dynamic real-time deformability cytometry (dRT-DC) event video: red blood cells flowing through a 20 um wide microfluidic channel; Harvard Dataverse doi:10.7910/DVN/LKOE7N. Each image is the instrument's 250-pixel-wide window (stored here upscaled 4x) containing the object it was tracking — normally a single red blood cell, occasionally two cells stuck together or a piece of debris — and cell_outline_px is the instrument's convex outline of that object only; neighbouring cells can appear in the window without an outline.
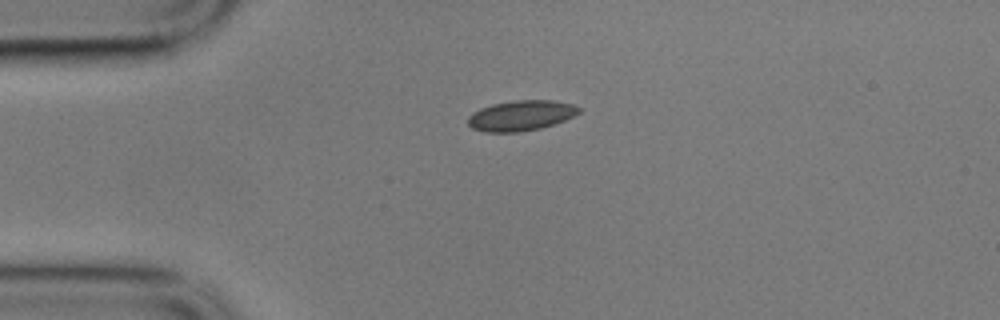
{"species": "common noctule bat (a hibernating species)", "species_latin": "Nyctalus noctula", "temperature_condition": "cold", "stored_images_in_passage": 2, "camera_frame_rate_fps": 3000, "um_per_image_px": 0.085, "animal": {"sex": "male", "body_mass_g": 17.9}, "frame": {"image": 1, "passage_image": 1, "time_ms": 0.0, "image_size_px": [1000, 320], "cell_outline_px": [[580, 112], [556, 124], [540, 128], [520, 132], [484, 132], [472, 128], [468, 124], [468, 116], [472, 112], [480, 108], [492, 104], [516, 100], [552, 100], [572, 104], [580, 108]], "centroid_in_image_um": [44.26, 9.82], "position_along_channel_um": 40.7, "area_um2": 19.65}}